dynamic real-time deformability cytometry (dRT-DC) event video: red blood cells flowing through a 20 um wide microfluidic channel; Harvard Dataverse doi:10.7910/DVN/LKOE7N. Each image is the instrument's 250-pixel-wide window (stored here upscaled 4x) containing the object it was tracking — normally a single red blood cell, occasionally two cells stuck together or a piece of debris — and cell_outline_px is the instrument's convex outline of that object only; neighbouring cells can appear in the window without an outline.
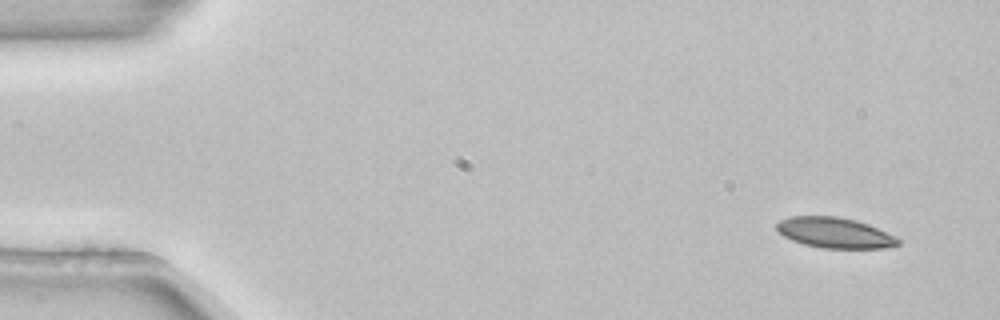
{"species": "common noctule bat (a hibernating species)", "species_latin": "Nyctalus noctula", "temperature_condition": "room temperature", "stored_images_in_passage": 4, "camera_frame_rate_fps": 3000, "um_per_image_px": 0.085, "animal": {"sex": "female", "body_mass_g": 22.7, "forearm_length_mm": 54.2}, "frame": {"image": 1, "passage_image": 1, "time_ms": 0.0, "image_size_px": [1000, 320], "cell_outline_px": [[900, 244], [884, 248], [820, 248], [804, 244], [792, 240], [784, 236], [776, 228], [776, 224], [780, 220], [788, 216], [836, 216], [856, 220], [868, 224], [900, 240]], "centroid_in_image_um": [70.91, 19.78], "position_along_channel_um": 14.1, "area_um2": 21.39}}